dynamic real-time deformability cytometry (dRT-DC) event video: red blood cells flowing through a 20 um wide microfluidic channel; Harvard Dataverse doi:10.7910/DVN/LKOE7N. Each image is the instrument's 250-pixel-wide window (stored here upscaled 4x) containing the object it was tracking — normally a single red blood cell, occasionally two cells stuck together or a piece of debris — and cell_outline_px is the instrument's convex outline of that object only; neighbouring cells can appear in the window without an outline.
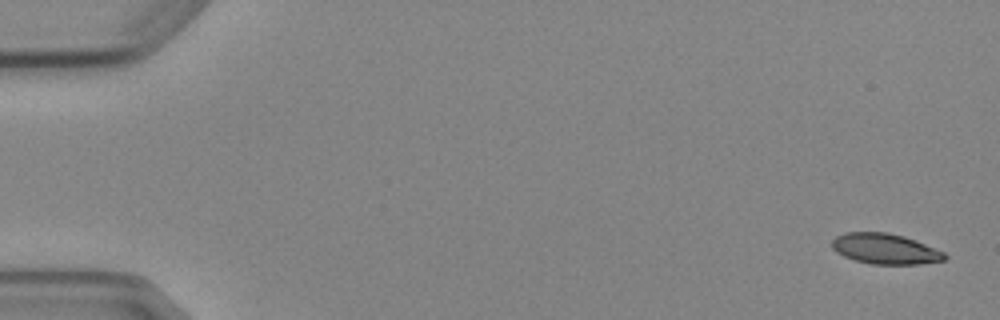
{"species": "Egyptian fruit bat (a non-hibernating species)", "species_latin": "Rousettus aegyptiacus", "temperature_condition": "cold", "stored_images_in_passage": 5, "camera_frame_rate_fps": 3000, "um_per_image_px": 0.085, "animal": {"sex": "female"}, "frame": {"image": 1, "passage_image": 1, "time_ms": 0.0, "image_size_px": [1000, 320], "cell_outline_px": [[948, 256], [944, 260], [920, 264], [872, 264], [856, 260], [844, 256], [836, 252], [832, 248], [832, 240], [836, 236], [844, 232], [888, 232], [904, 236], [916, 240], [944, 252]], "centroid_in_image_um": [75.24, 21.14], "position_along_channel_um": 9.8, "area_um2": 20.06}}
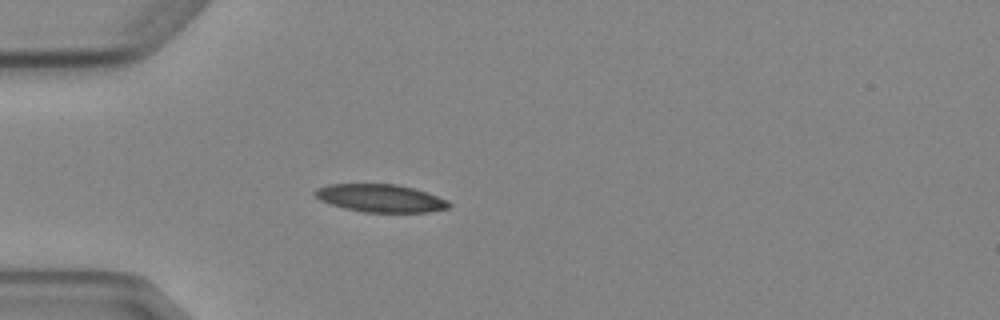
{"frame": {"image": 2, "passage_image": 5, "time_ms": 4.667, "image_size_px": [1000, 320], "cell_outline_px": [[452, 204], [448, 208], [428, 212], [364, 212], [344, 208], [320, 200], [312, 192], [316, 188], [328, 184], [396, 184], [412, 188], [448, 200]], "centroid_in_image_um": [32.32, 16.84], "position_along_channel_um": 52.7, "area_um2": 21.56}}